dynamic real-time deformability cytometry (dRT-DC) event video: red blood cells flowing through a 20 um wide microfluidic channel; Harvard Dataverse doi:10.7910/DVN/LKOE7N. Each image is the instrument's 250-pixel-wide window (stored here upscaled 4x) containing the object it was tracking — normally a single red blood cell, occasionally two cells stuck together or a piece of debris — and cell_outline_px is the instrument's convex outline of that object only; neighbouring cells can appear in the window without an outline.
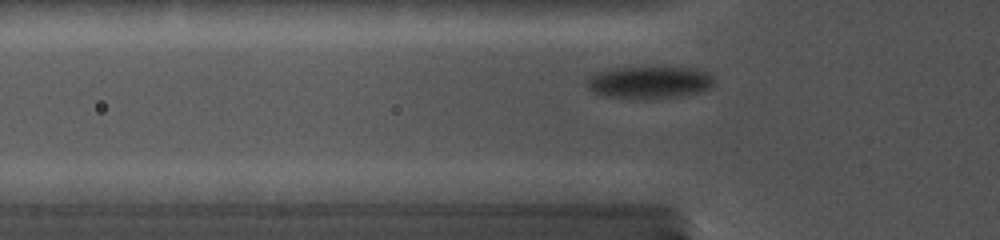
{"species": "common noctule bat (a hibernating species)", "species_latin": "Nyctalus noctula", "temperature_condition": "cold", "stored_images_in_passage": 47, "camera_frame_rate_fps": 5000, "um_per_image_px": 0.085, "animal": {"sex": "female", "body_mass_g": 19.0, "forearm_length_mm": 56.7}, "frame": {"image": 1, "passage_image": 6, "time_ms": 2.2, "image_size_px": [1000, 240], "cell_outline_px": [[716, 80], [708, 88], [696, 92], [676, 96], [632, 100], [608, 96], [592, 92], [588, 88], [588, 76], [596, 72], [608, 68], [700, 68], [708, 72]], "centroid_in_image_um": [55.16, 7.0], "position_along_channel_um": 70.6, "area_um2": 23.87}}
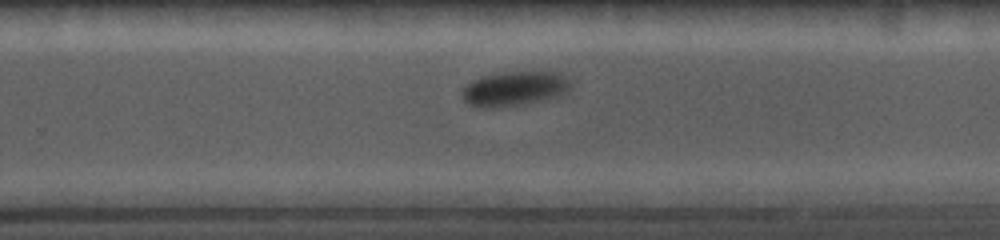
{"frame": {"image": 2, "passage_image": 23, "time_ms": 8.0, "image_size_px": [1000, 240], "cell_outline_px": [[572, 88], [568, 92], [560, 96], [544, 100], [520, 104], [472, 104], [464, 100], [460, 92], [472, 80], [480, 76], [508, 72], [552, 72], [564, 76], [568, 80]], "centroid_in_image_um": [43.81, 7.48], "position_along_channel_um": 286.0, "area_um2": 20.87}}
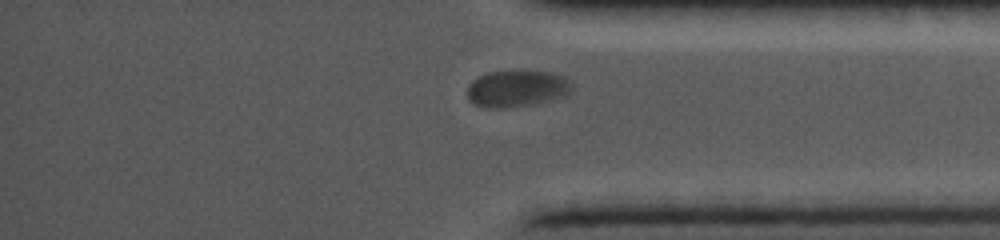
{"frame": {"image": 3, "passage_image": 38, "time_ms": 10.8, "image_size_px": [1000, 240], "cell_outline_px": [[572, 92], [564, 96], [548, 100], [528, 104], [504, 108], [492, 108], [472, 104], [468, 100], [468, 88], [472, 80], [488, 72], [548, 72], [560, 76], [568, 80], [572, 84]], "centroid_in_image_um": [43.9, 7.54], "position_along_channel_um": 391.3, "area_um2": 21.79}}